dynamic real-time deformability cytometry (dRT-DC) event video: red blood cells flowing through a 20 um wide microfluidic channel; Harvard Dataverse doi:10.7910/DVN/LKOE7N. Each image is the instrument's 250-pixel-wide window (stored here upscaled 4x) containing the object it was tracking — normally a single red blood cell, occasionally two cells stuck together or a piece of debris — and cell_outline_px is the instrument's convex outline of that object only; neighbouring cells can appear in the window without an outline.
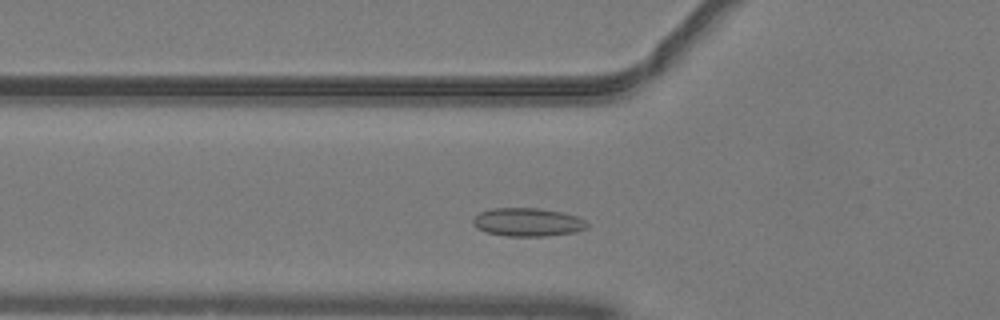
{"species": "common noctule bat (a hibernating species)", "species_latin": "Nyctalus noctula", "temperature_condition": "warm", "stored_images_in_passage": 39, "camera_frame_rate_fps": 3000, "um_per_image_px": 0.085, "animal": {"sex": "male", "body_mass_g": 19.2, "forearm_length_mm": 51.8}, "frame": {"image": 1, "passage_image": 6, "time_ms": 1.667, "image_size_px": [1000, 320], "cell_outline_px": [[588, 228], [572, 232], [544, 236], [504, 236], [488, 232], [476, 228], [472, 224], [472, 220], [480, 212], [492, 208], [536, 208], [564, 212], [576, 216], [584, 220], [588, 224]], "centroid_in_image_um": [44.83, 18.88], "position_along_channel_um": 81.0, "area_um2": 18.79}}
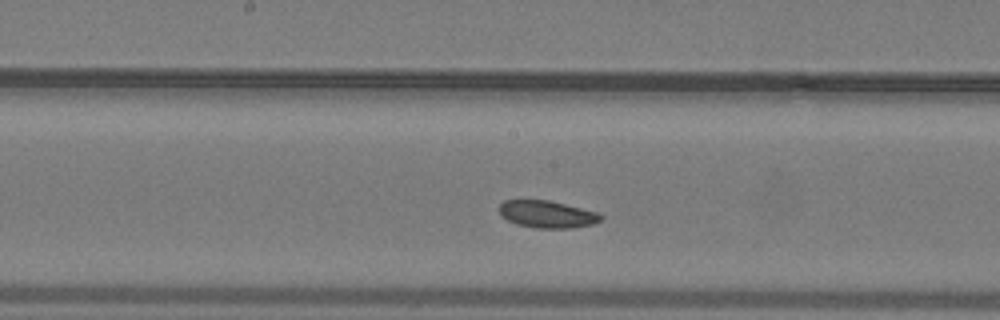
{"frame": {"image": 2, "passage_image": 15, "time_ms": 4.667, "image_size_px": [1000, 320], "cell_outline_px": [[604, 216], [600, 220], [592, 224], [572, 228], [536, 228], [516, 224], [500, 216], [500, 204], [504, 200], [548, 200], [600, 212]], "centroid_in_image_um": [46.52, 18.21], "position_along_channel_um": 201.7, "area_um2": 16.18}}
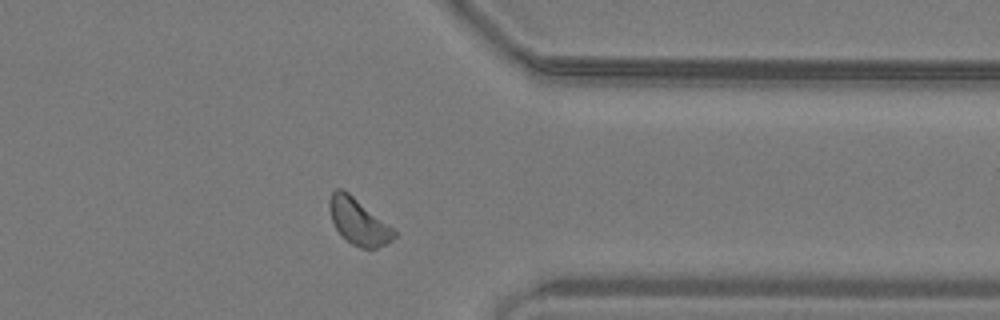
{"frame": {"image": 3, "passage_image": 29, "time_ms": 9.333, "image_size_px": [1000, 320], "cell_outline_px": [[396, 236], [392, 240], [376, 248], [360, 248], [352, 244], [336, 228], [332, 220], [328, 204], [332, 192], [336, 188], [340, 188], [348, 192], [392, 228], [396, 232]], "centroid_in_image_um": [30.45, 18.83], "position_along_channel_um": 380.9, "area_um2": 16.82}}